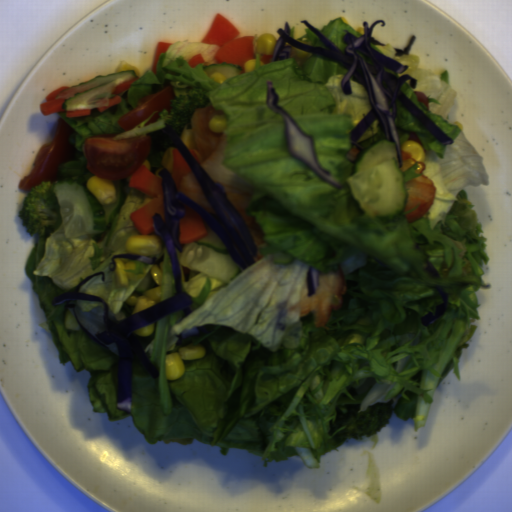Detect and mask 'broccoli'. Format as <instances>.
Listing matches in <instances>:
<instances>
[{
  "mask_svg": "<svg viewBox=\"0 0 512 512\" xmlns=\"http://www.w3.org/2000/svg\"><path fill=\"white\" fill-rule=\"evenodd\" d=\"M57 183L56 181L42 182L23 197L19 216L22 225H25L32 235L41 236L46 226H51L55 230L62 223L54 193V186Z\"/></svg>",
  "mask_w": 512,
  "mask_h": 512,
  "instance_id": "broccoli-1",
  "label": "broccoli"
},
{
  "mask_svg": "<svg viewBox=\"0 0 512 512\" xmlns=\"http://www.w3.org/2000/svg\"><path fill=\"white\" fill-rule=\"evenodd\" d=\"M392 399L385 403H376L363 412H359V404L344 405L346 413L337 415L334 426L330 432H339L343 429L341 439H363L364 435L379 432L392 416Z\"/></svg>",
  "mask_w": 512,
  "mask_h": 512,
  "instance_id": "broccoli-2",
  "label": "broccoli"
},
{
  "mask_svg": "<svg viewBox=\"0 0 512 512\" xmlns=\"http://www.w3.org/2000/svg\"><path fill=\"white\" fill-rule=\"evenodd\" d=\"M211 103L205 89L197 88L188 90L178 98L172 99L170 112L163 109L158 114L159 121L165 122L179 135L186 125L192 128V116L199 107H207ZM212 104V103H211Z\"/></svg>",
  "mask_w": 512,
  "mask_h": 512,
  "instance_id": "broccoli-3",
  "label": "broccoli"
}]
</instances>
